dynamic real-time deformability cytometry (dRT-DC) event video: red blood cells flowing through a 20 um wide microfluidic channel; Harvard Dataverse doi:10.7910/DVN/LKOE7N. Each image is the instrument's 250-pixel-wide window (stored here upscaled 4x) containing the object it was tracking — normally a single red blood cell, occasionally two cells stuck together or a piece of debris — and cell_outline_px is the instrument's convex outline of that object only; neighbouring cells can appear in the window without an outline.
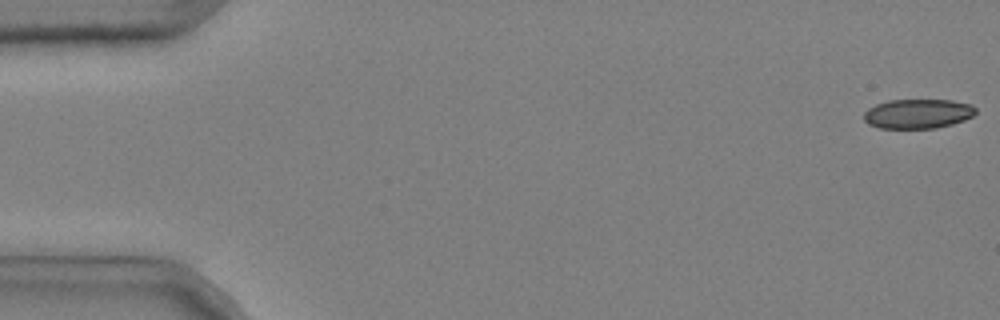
{"species": "common noctule bat (a hibernating species)", "species_latin": "Nyctalus noctula", "temperature_condition": "cold", "stored_images_in_passage": 49, "camera_frame_rate_fps": 3000, "um_per_image_px": 0.085, "animal": {"sex": "male", "body_mass_g": 20.4}, "frame": {"image": 1, "passage_image": 1, "time_ms": 0.0, "image_size_px": [1000, 320], "cell_outline_px": [[976, 112], [972, 116], [964, 120], [952, 124], [936, 128], [880, 128], [868, 124], [864, 120], [864, 112], [868, 108], [876, 104], [888, 100], [952, 100], [972, 104], [976, 108]], "centroid_in_image_um": [78.02, 9.66], "position_along_channel_um": 7.0, "area_um2": 19.31}}
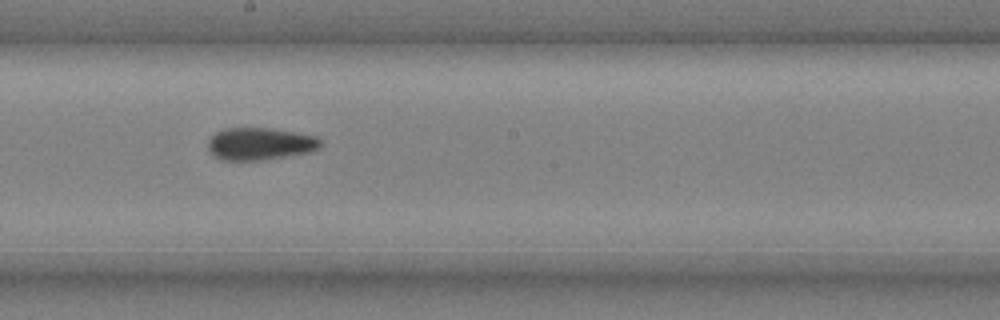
{"frame": {"image": 2, "passage_image": 30, "time_ms": 9.667, "image_size_px": [1000, 320], "cell_outline_px": [[320, 148], [316, 152], [260, 160], [220, 160], [208, 148], [208, 140], [216, 132], [224, 128], [272, 128], [296, 132], [316, 136], [320, 140]], "centroid_in_image_um": [22.14, 12.22], "position_along_channel_um": 226.1, "area_um2": 21.39}}
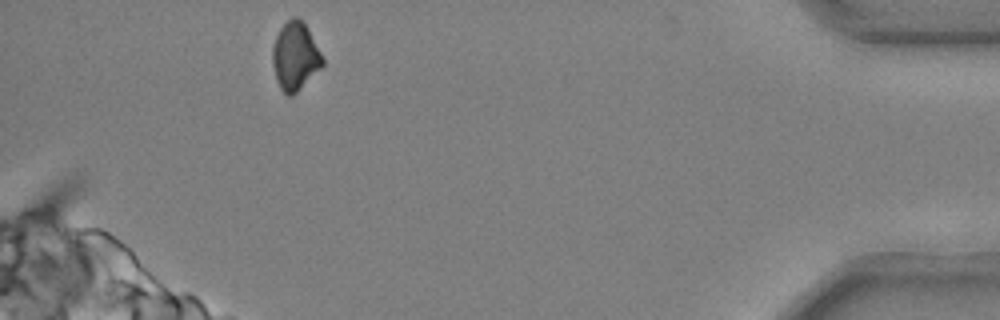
{"frame": {"image": 3, "passage_image": 49, "time_ms": 16.0, "image_size_px": [1000, 320], "cell_outline_px": [[324, 64], [292, 96], [288, 96], [280, 88], [276, 80], [272, 64], [272, 48], [276, 36], [280, 28], [292, 16], [296, 16], [304, 24], [320, 52], [324, 60]], "centroid_in_image_um": [25.05, 4.79], "position_along_channel_um": 410.1, "area_um2": 19.42}, "authors_computed_cell_mechanics": {"area_um2": 21.1548, "velocity_mm_per_s": 3.7002, "shape_relaxation_time_tau1_ms": null, "shape_relaxation_time_tau2_ms": 3.2433, "deformation_change_tau1": null, "deformation_change_tau2": 0.0726}}